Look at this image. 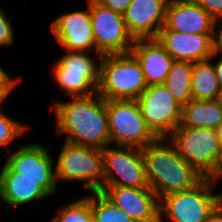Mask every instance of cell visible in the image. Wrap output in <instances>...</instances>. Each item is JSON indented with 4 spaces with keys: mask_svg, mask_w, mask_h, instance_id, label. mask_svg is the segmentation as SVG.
Masks as SVG:
<instances>
[{
    "mask_svg": "<svg viewBox=\"0 0 222 222\" xmlns=\"http://www.w3.org/2000/svg\"><path fill=\"white\" fill-rule=\"evenodd\" d=\"M89 9L96 53L104 56L130 52L135 40L126 28L123 14L102 6L96 0L89 1Z\"/></svg>",
    "mask_w": 222,
    "mask_h": 222,
    "instance_id": "obj_11",
    "label": "cell"
},
{
    "mask_svg": "<svg viewBox=\"0 0 222 222\" xmlns=\"http://www.w3.org/2000/svg\"><path fill=\"white\" fill-rule=\"evenodd\" d=\"M87 4L86 11H73L58 17L51 23V31L66 51L90 53L93 48L98 61H101L103 56L96 53L89 1Z\"/></svg>",
    "mask_w": 222,
    "mask_h": 222,
    "instance_id": "obj_12",
    "label": "cell"
},
{
    "mask_svg": "<svg viewBox=\"0 0 222 222\" xmlns=\"http://www.w3.org/2000/svg\"><path fill=\"white\" fill-rule=\"evenodd\" d=\"M27 127L10 117L4 112L0 113V146L5 147L7 150L11 141L16 140L15 138L21 136Z\"/></svg>",
    "mask_w": 222,
    "mask_h": 222,
    "instance_id": "obj_25",
    "label": "cell"
},
{
    "mask_svg": "<svg viewBox=\"0 0 222 222\" xmlns=\"http://www.w3.org/2000/svg\"><path fill=\"white\" fill-rule=\"evenodd\" d=\"M101 192L134 222H160V200L151 188L105 186Z\"/></svg>",
    "mask_w": 222,
    "mask_h": 222,
    "instance_id": "obj_14",
    "label": "cell"
},
{
    "mask_svg": "<svg viewBox=\"0 0 222 222\" xmlns=\"http://www.w3.org/2000/svg\"><path fill=\"white\" fill-rule=\"evenodd\" d=\"M214 67H215L218 83H219V85H220V87L222 89V56L218 60L216 65L214 64Z\"/></svg>",
    "mask_w": 222,
    "mask_h": 222,
    "instance_id": "obj_32",
    "label": "cell"
},
{
    "mask_svg": "<svg viewBox=\"0 0 222 222\" xmlns=\"http://www.w3.org/2000/svg\"><path fill=\"white\" fill-rule=\"evenodd\" d=\"M49 150L39 143L22 145L14 153L6 151L8 157L3 167L15 179L56 180Z\"/></svg>",
    "mask_w": 222,
    "mask_h": 222,
    "instance_id": "obj_13",
    "label": "cell"
},
{
    "mask_svg": "<svg viewBox=\"0 0 222 222\" xmlns=\"http://www.w3.org/2000/svg\"><path fill=\"white\" fill-rule=\"evenodd\" d=\"M130 52L139 62L147 86L165 83L175 60L156 38L136 39Z\"/></svg>",
    "mask_w": 222,
    "mask_h": 222,
    "instance_id": "obj_19",
    "label": "cell"
},
{
    "mask_svg": "<svg viewBox=\"0 0 222 222\" xmlns=\"http://www.w3.org/2000/svg\"><path fill=\"white\" fill-rule=\"evenodd\" d=\"M221 87L217 80L214 64L211 58L193 63L192 99L217 100Z\"/></svg>",
    "mask_w": 222,
    "mask_h": 222,
    "instance_id": "obj_21",
    "label": "cell"
},
{
    "mask_svg": "<svg viewBox=\"0 0 222 222\" xmlns=\"http://www.w3.org/2000/svg\"><path fill=\"white\" fill-rule=\"evenodd\" d=\"M136 101L147 126L158 138H168L180 125L182 106L164 84L147 86Z\"/></svg>",
    "mask_w": 222,
    "mask_h": 222,
    "instance_id": "obj_9",
    "label": "cell"
},
{
    "mask_svg": "<svg viewBox=\"0 0 222 222\" xmlns=\"http://www.w3.org/2000/svg\"><path fill=\"white\" fill-rule=\"evenodd\" d=\"M56 180L15 179L4 167L0 172V199L8 207L40 200L56 193Z\"/></svg>",
    "mask_w": 222,
    "mask_h": 222,
    "instance_id": "obj_18",
    "label": "cell"
},
{
    "mask_svg": "<svg viewBox=\"0 0 222 222\" xmlns=\"http://www.w3.org/2000/svg\"><path fill=\"white\" fill-rule=\"evenodd\" d=\"M56 133L64 134L65 142L104 149L110 145L106 100L95 93L72 97L70 102H55Z\"/></svg>",
    "mask_w": 222,
    "mask_h": 222,
    "instance_id": "obj_1",
    "label": "cell"
},
{
    "mask_svg": "<svg viewBox=\"0 0 222 222\" xmlns=\"http://www.w3.org/2000/svg\"><path fill=\"white\" fill-rule=\"evenodd\" d=\"M222 123V107L217 100L191 99L182 106L181 122L178 127L212 128Z\"/></svg>",
    "mask_w": 222,
    "mask_h": 222,
    "instance_id": "obj_20",
    "label": "cell"
},
{
    "mask_svg": "<svg viewBox=\"0 0 222 222\" xmlns=\"http://www.w3.org/2000/svg\"><path fill=\"white\" fill-rule=\"evenodd\" d=\"M216 132H217V136L220 140V143L222 145V123L217 127Z\"/></svg>",
    "mask_w": 222,
    "mask_h": 222,
    "instance_id": "obj_34",
    "label": "cell"
},
{
    "mask_svg": "<svg viewBox=\"0 0 222 222\" xmlns=\"http://www.w3.org/2000/svg\"><path fill=\"white\" fill-rule=\"evenodd\" d=\"M221 21L222 19L216 20L213 32H212V58H215L217 54H222V25L219 26V31L217 36L215 35V29L217 22Z\"/></svg>",
    "mask_w": 222,
    "mask_h": 222,
    "instance_id": "obj_29",
    "label": "cell"
},
{
    "mask_svg": "<svg viewBox=\"0 0 222 222\" xmlns=\"http://www.w3.org/2000/svg\"><path fill=\"white\" fill-rule=\"evenodd\" d=\"M19 81L20 78H17L16 80L12 79L0 66V88H13Z\"/></svg>",
    "mask_w": 222,
    "mask_h": 222,
    "instance_id": "obj_30",
    "label": "cell"
},
{
    "mask_svg": "<svg viewBox=\"0 0 222 222\" xmlns=\"http://www.w3.org/2000/svg\"><path fill=\"white\" fill-rule=\"evenodd\" d=\"M147 88L141 66L131 53L104 55L97 93L105 100H136Z\"/></svg>",
    "mask_w": 222,
    "mask_h": 222,
    "instance_id": "obj_3",
    "label": "cell"
},
{
    "mask_svg": "<svg viewBox=\"0 0 222 222\" xmlns=\"http://www.w3.org/2000/svg\"><path fill=\"white\" fill-rule=\"evenodd\" d=\"M156 39L174 60L194 63L212 56V34L160 30Z\"/></svg>",
    "mask_w": 222,
    "mask_h": 222,
    "instance_id": "obj_17",
    "label": "cell"
},
{
    "mask_svg": "<svg viewBox=\"0 0 222 222\" xmlns=\"http://www.w3.org/2000/svg\"><path fill=\"white\" fill-rule=\"evenodd\" d=\"M216 20L195 0H169L165 24L160 30L212 34Z\"/></svg>",
    "mask_w": 222,
    "mask_h": 222,
    "instance_id": "obj_16",
    "label": "cell"
},
{
    "mask_svg": "<svg viewBox=\"0 0 222 222\" xmlns=\"http://www.w3.org/2000/svg\"><path fill=\"white\" fill-rule=\"evenodd\" d=\"M91 202L93 222H134L122 209L113 204L101 191L86 196Z\"/></svg>",
    "mask_w": 222,
    "mask_h": 222,
    "instance_id": "obj_23",
    "label": "cell"
},
{
    "mask_svg": "<svg viewBox=\"0 0 222 222\" xmlns=\"http://www.w3.org/2000/svg\"><path fill=\"white\" fill-rule=\"evenodd\" d=\"M219 204L222 206V193H221V196H220Z\"/></svg>",
    "mask_w": 222,
    "mask_h": 222,
    "instance_id": "obj_37",
    "label": "cell"
},
{
    "mask_svg": "<svg viewBox=\"0 0 222 222\" xmlns=\"http://www.w3.org/2000/svg\"><path fill=\"white\" fill-rule=\"evenodd\" d=\"M221 178H222V163L220 165L217 175L215 176V178L213 180L215 183H217V181Z\"/></svg>",
    "mask_w": 222,
    "mask_h": 222,
    "instance_id": "obj_35",
    "label": "cell"
},
{
    "mask_svg": "<svg viewBox=\"0 0 222 222\" xmlns=\"http://www.w3.org/2000/svg\"><path fill=\"white\" fill-rule=\"evenodd\" d=\"M213 179L204 178L192 189L168 194L160 199V222H206L219 204L221 193L213 194ZM165 215V216H164Z\"/></svg>",
    "mask_w": 222,
    "mask_h": 222,
    "instance_id": "obj_6",
    "label": "cell"
},
{
    "mask_svg": "<svg viewBox=\"0 0 222 222\" xmlns=\"http://www.w3.org/2000/svg\"><path fill=\"white\" fill-rule=\"evenodd\" d=\"M169 0H132L123 13L129 34L136 39L156 38L165 24Z\"/></svg>",
    "mask_w": 222,
    "mask_h": 222,
    "instance_id": "obj_15",
    "label": "cell"
},
{
    "mask_svg": "<svg viewBox=\"0 0 222 222\" xmlns=\"http://www.w3.org/2000/svg\"><path fill=\"white\" fill-rule=\"evenodd\" d=\"M88 53L66 51L53 67L56 82L70 97L97 93L100 83V61L97 65L96 59Z\"/></svg>",
    "mask_w": 222,
    "mask_h": 222,
    "instance_id": "obj_8",
    "label": "cell"
},
{
    "mask_svg": "<svg viewBox=\"0 0 222 222\" xmlns=\"http://www.w3.org/2000/svg\"><path fill=\"white\" fill-rule=\"evenodd\" d=\"M215 20L222 19V0H195Z\"/></svg>",
    "mask_w": 222,
    "mask_h": 222,
    "instance_id": "obj_27",
    "label": "cell"
},
{
    "mask_svg": "<svg viewBox=\"0 0 222 222\" xmlns=\"http://www.w3.org/2000/svg\"><path fill=\"white\" fill-rule=\"evenodd\" d=\"M102 152L104 187L150 188L146 179L141 148L132 146L113 148L108 145Z\"/></svg>",
    "mask_w": 222,
    "mask_h": 222,
    "instance_id": "obj_10",
    "label": "cell"
},
{
    "mask_svg": "<svg viewBox=\"0 0 222 222\" xmlns=\"http://www.w3.org/2000/svg\"><path fill=\"white\" fill-rule=\"evenodd\" d=\"M57 184L60 180L84 182L91 193L104 188L102 149L65 142L55 165Z\"/></svg>",
    "mask_w": 222,
    "mask_h": 222,
    "instance_id": "obj_5",
    "label": "cell"
},
{
    "mask_svg": "<svg viewBox=\"0 0 222 222\" xmlns=\"http://www.w3.org/2000/svg\"><path fill=\"white\" fill-rule=\"evenodd\" d=\"M167 143V138H158L142 148L146 179L159 200L168 194L192 189L204 179L170 141Z\"/></svg>",
    "mask_w": 222,
    "mask_h": 222,
    "instance_id": "obj_2",
    "label": "cell"
},
{
    "mask_svg": "<svg viewBox=\"0 0 222 222\" xmlns=\"http://www.w3.org/2000/svg\"><path fill=\"white\" fill-rule=\"evenodd\" d=\"M206 222H222V206L220 204L210 213Z\"/></svg>",
    "mask_w": 222,
    "mask_h": 222,
    "instance_id": "obj_31",
    "label": "cell"
},
{
    "mask_svg": "<svg viewBox=\"0 0 222 222\" xmlns=\"http://www.w3.org/2000/svg\"><path fill=\"white\" fill-rule=\"evenodd\" d=\"M217 101L219 102L220 106L222 107V89L220 90Z\"/></svg>",
    "mask_w": 222,
    "mask_h": 222,
    "instance_id": "obj_36",
    "label": "cell"
},
{
    "mask_svg": "<svg viewBox=\"0 0 222 222\" xmlns=\"http://www.w3.org/2000/svg\"><path fill=\"white\" fill-rule=\"evenodd\" d=\"M102 6L123 14L132 0H96Z\"/></svg>",
    "mask_w": 222,
    "mask_h": 222,
    "instance_id": "obj_28",
    "label": "cell"
},
{
    "mask_svg": "<svg viewBox=\"0 0 222 222\" xmlns=\"http://www.w3.org/2000/svg\"><path fill=\"white\" fill-rule=\"evenodd\" d=\"M50 222H93L91 202L82 197L65 205Z\"/></svg>",
    "mask_w": 222,
    "mask_h": 222,
    "instance_id": "obj_24",
    "label": "cell"
},
{
    "mask_svg": "<svg viewBox=\"0 0 222 222\" xmlns=\"http://www.w3.org/2000/svg\"><path fill=\"white\" fill-rule=\"evenodd\" d=\"M10 18H6L4 10L0 9V46H10L14 41V30Z\"/></svg>",
    "mask_w": 222,
    "mask_h": 222,
    "instance_id": "obj_26",
    "label": "cell"
},
{
    "mask_svg": "<svg viewBox=\"0 0 222 222\" xmlns=\"http://www.w3.org/2000/svg\"><path fill=\"white\" fill-rule=\"evenodd\" d=\"M167 139L200 175L215 178L222 163V145L216 129L178 127Z\"/></svg>",
    "mask_w": 222,
    "mask_h": 222,
    "instance_id": "obj_4",
    "label": "cell"
},
{
    "mask_svg": "<svg viewBox=\"0 0 222 222\" xmlns=\"http://www.w3.org/2000/svg\"><path fill=\"white\" fill-rule=\"evenodd\" d=\"M193 63L175 60L164 85L181 106L192 99Z\"/></svg>",
    "mask_w": 222,
    "mask_h": 222,
    "instance_id": "obj_22",
    "label": "cell"
},
{
    "mask_svg": "<svg viewBox=\"0 0 222 222\" xmlns=\"http://www.w3.org/2000/svg\"><path fill=\"white\" fill-rule=\"evenodd\" d=\"M110 144L144 148L158 137L147 126L136 100H106Z\"/></svg>",
    "mask_w": 222,
    "mask_h": 222,
    "instance_id": "obj_7",
    "label": "cell"
},
{
    "mask_svg": "<svg viewBox=\"0 0 222 222\" xmlns=\"http://www.w3.org/2000/svg\"><path fill=\"white\" fill-rule=\"evenodd\" d=\"M14 88H0V104L3 102V100L6 99V97L9 95V93L13 90ZM0 109V113H1Z\"/></svg>",
    "mask_w": 222,
    "mask_h": 222,
    "instance_id": "obj_33",
    "label": "cell"
}]
</instances>
